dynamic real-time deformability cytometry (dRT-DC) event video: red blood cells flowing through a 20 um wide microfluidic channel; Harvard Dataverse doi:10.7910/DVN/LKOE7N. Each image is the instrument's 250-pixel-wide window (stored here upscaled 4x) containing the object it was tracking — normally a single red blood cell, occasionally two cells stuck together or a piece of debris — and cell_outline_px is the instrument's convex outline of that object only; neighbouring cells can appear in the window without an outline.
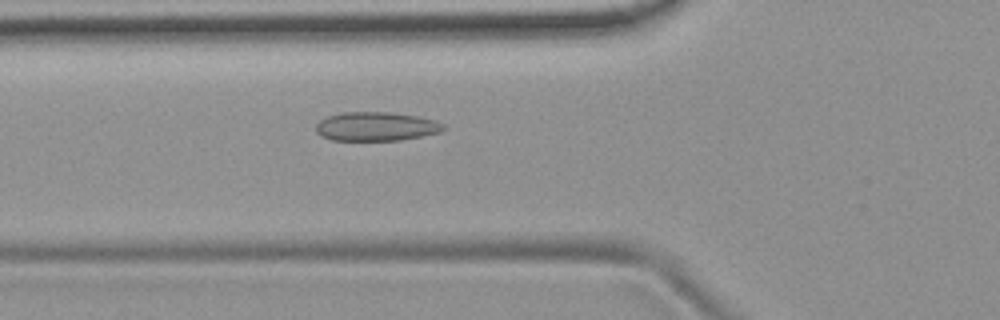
{"species": "common noctule bat (a hibernating species)", "species_latin": "Nyctalus noctula", "temperature_condition": "room temperature", "stored_images_in_passage": 46, "camera_frame_rate_fps": 3000, "um_per_image_px": 0.085, "animal": {"sex": "female", "body_mass_g": 19.9}, "frame": {"image": 1, "passage_image": 12, "time_ms": 3.667, "image_size_px": [1000, 320], "cell_outline_px": [[448, 128], [440, 132], [400, 140], [332, 140], [320, 136], [316, 132], [316, 124], [320, 120], [328, 116], [344, 112], [392, 112], [416, 116], [436, 120], [444, 124]], "centroid_in_image_um": [31.98, 10.74], "position_along_channel_um": 93.8, "area_um2": 21.56}}
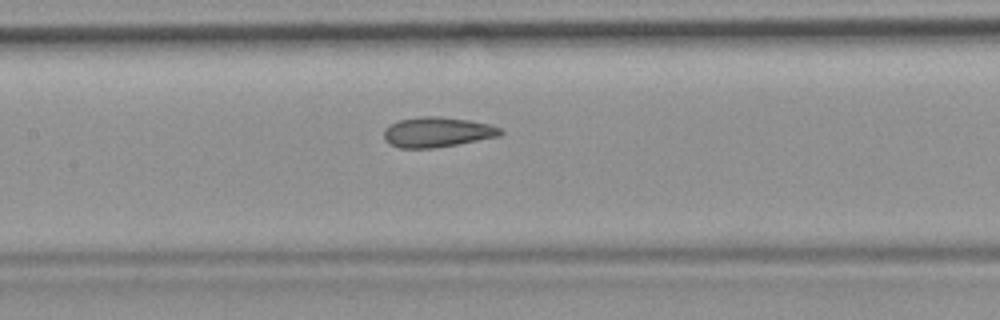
{"frame": {"image": 2, "passage_image": 18, "time_ms": 5.667, "image_size_px": [1000, 320], "cell_outline_px": [[504, 132], [500, 136], [436, 148], [400, 148], [384, 140], [384, 128], [388, 124], [400, 120], [424, 116], [440, 116], [468, 120], [488, 124], [500, 128]], "centroid_in_image_um": [37.15, 11.23], "position_along_channel_um": 170.3, "area_um2": 20.4}}
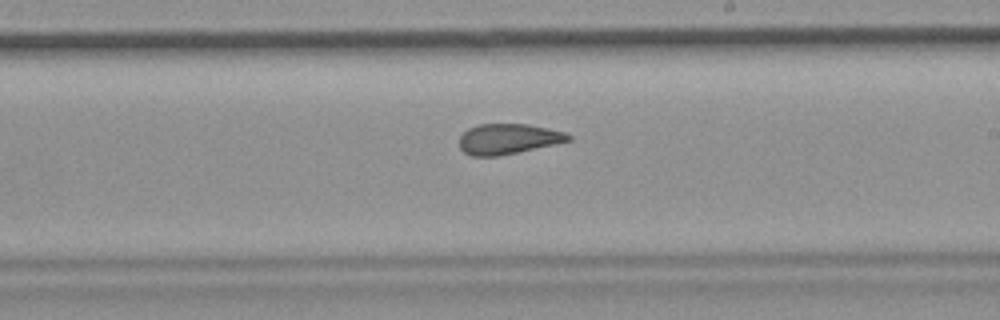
{"frame": {"image": 3, "passage_image": 24, "time_ms": 7.667, "image_size_px": [1000, 320], "cell_outline_px": [[572, 140], [516, 152], [496, 156], [472, 156], [464, 152], [460, 148], [460, 136], [468, 128], [480, 124], [528, 124], [568, 132], [572, 136]], "centroid_in_image_um": [43.21, 11.79], "position_along_channel_um": 245.8, "area_um2": 19.19}, "authors_computed_cell_mechanics": {"area_um2": 20.4323, "velocity_mm_per_s": 3.8108, "shape_relaxation_time_tau1_ms": null, "shape_relaxation_time_tau2_ms": 1.962, "deformation_change_tau1": null, "deformation_change_tau2": 0.071}}